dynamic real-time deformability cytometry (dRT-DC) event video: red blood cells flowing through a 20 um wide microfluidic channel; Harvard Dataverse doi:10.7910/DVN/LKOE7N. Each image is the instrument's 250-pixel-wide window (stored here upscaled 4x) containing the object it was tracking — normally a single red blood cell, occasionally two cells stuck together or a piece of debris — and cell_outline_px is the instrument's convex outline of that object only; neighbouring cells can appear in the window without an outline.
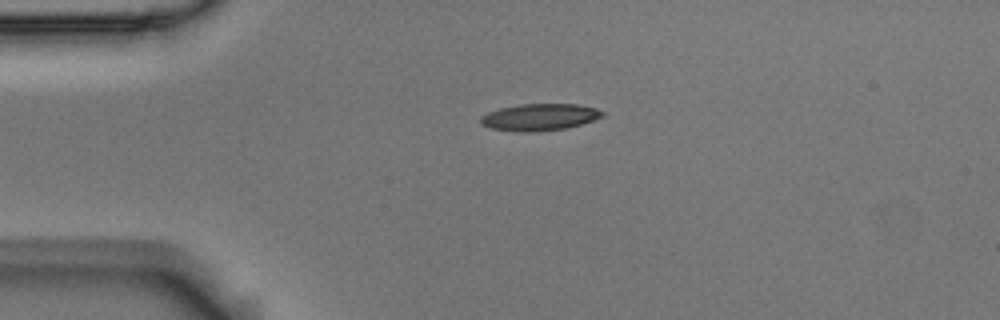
{"species": "Egyptian fruit bat (a non-hibernating species)", "species_latin": "Rousettus aegyptiacus", "temperature_condition": "room temperature", "stored_images_in_passage": 7, "camera_frame_rate_fps": 3000, "um_per_image_px": 0.085, "animal": {"sex": "male"}, "frame": {"image": 1, "passage_image": 1, "time_ms": 0.0, "image_size_px": [1000, 320], "cell_outline_px": [[604, 116], [580, 124], [564, 128], [532, 132], [520, 132], [492, 128], [480, 124], [480, 116], [488, 112], [500, 108], [520, 104], [576, 104], [596, 108], [604, 112]], "centroid_in_image_um": [45.83, 9.95], "position_along_channel_um": 39.2, "area_um2": 18.9}}
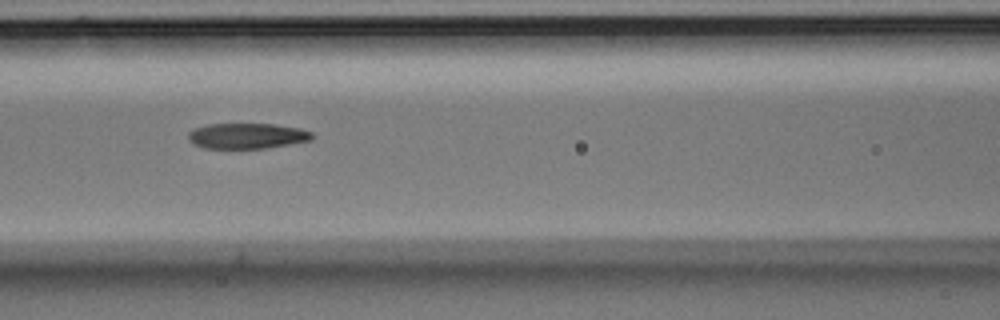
{"frame": {"image": 2, "passage_image": 4, "time_ms": 1.0, "image_size_px": [1000, 320], "cell_outline_px": [[312, 140], [264, 148], [204, 148], [192, 144], [188, 140], [188, 132], [192, 128], [208, 124], [276, 124], [300, 128], [312, 132]], "centroid_in_image_um": [20.95, 11.54], "position_along_channel_um": 145.7, "area_um2": 18.5}}
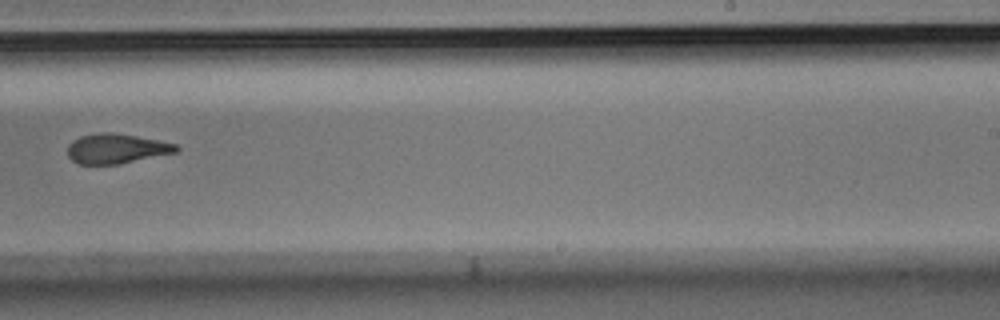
{"frame": {"image": 3, "passage_image": 7, "time_ms": 2.0, "image_size_px": [1000, 320], "cell_outline_px": [[180, 148], [176, 152], [120, 164], [80, 164], [72, 160], [68, 156], [68, 144], [72, 140], [80, 136], [100, 132], [112, 132], [136, 136], [176, 144]], "centroid_in_image_um": [9.86, 12.63], "position_along_channel_um": 279.1, "area_um2": 18.79}}